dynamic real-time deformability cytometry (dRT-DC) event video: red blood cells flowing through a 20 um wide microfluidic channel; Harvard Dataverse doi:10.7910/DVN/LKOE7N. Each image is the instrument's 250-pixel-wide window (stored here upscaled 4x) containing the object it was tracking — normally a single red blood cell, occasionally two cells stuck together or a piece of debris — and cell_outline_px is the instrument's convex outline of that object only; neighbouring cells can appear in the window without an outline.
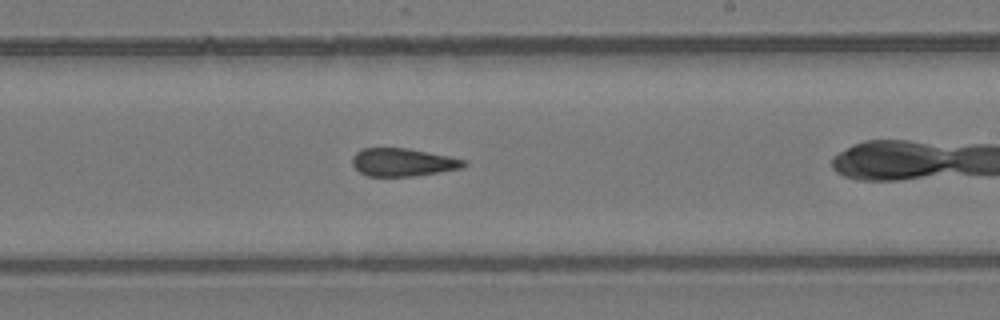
{"species": "common noctule bat (a hibernating species)", "species_latin": "Nyctalus noctula", "temperature_condition": "room temperature", "stored_images_in_passage": 27, "camera_frame_rate_fps": 3000, "um_per_image_px": 0.085, "animal": {"sex": "female", "body_mass_g": 24.6, "forearm_length_mm": 56.2}, "frame": {"image": 1, "passage_image": 17, "time_ms": 5.333, "image_size_px": [1000, 320], "cell_outline_px": [[468, 164], [464, 168], [412, 176], [368, 176], [360, 172], [352, 164], [352, 156], [360, 148], [408, 148], [448, 156], [464, 160]], "centroid_in_image_um": [34.23, 13.79], "position_along_channel_um": 254.8, "area_um2": 18.15}}
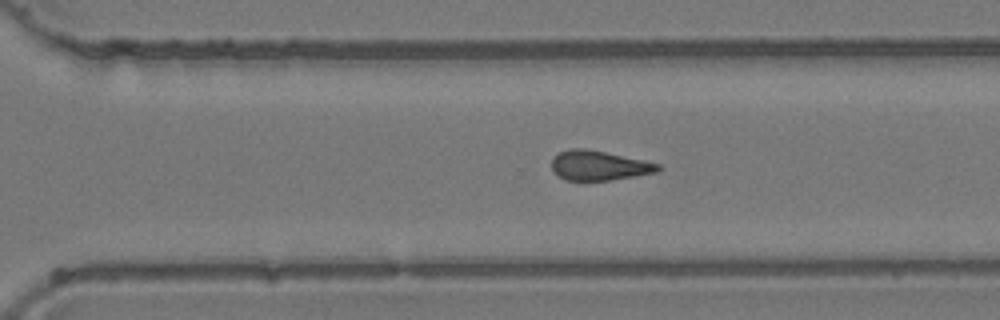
{"frame": {"image": 2, "passage_image": 22, "time_ms": 7.0, "image_size_px": [1000, 320], "cell_outline_px": [[664, 168], [656, 172], [636, 176], [612, 180], [568, 180], [560, 176], [552, 168], [552, 156], [568, 148], [584, 148], [604, 152], [660, 164]], "centroid_in_image_um": [50.92, 14.06], "position_along_channel_um": 319.7, "area_um2": 18.21}}
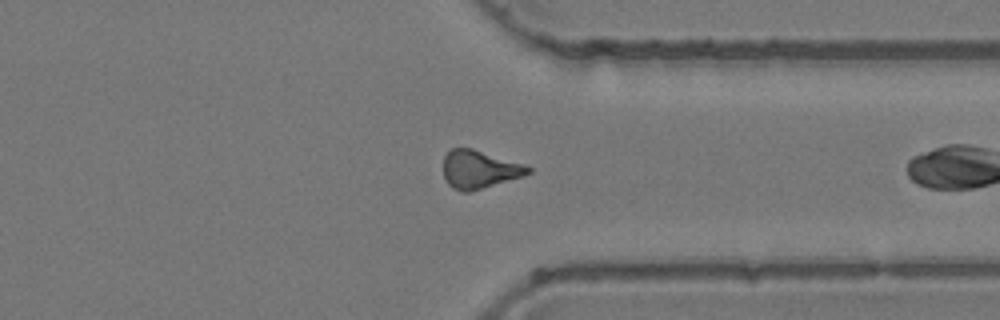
{"frame": {"image": 3, "passage_image": 26, "time_ms": 8.333, "image_size_px": [1000, 320], "cell_outline_px": [[532, 172], [524, 176], [472, 192], [464, 192], [452, 188], [444, 180], [444, 156], [452, 148], [472, 148], [524, 164], [532, 168]], "centroid_in_image_um": [40.76, 14.42], "position_along_channel_um": 370.6, "area_um2": 19.02}}